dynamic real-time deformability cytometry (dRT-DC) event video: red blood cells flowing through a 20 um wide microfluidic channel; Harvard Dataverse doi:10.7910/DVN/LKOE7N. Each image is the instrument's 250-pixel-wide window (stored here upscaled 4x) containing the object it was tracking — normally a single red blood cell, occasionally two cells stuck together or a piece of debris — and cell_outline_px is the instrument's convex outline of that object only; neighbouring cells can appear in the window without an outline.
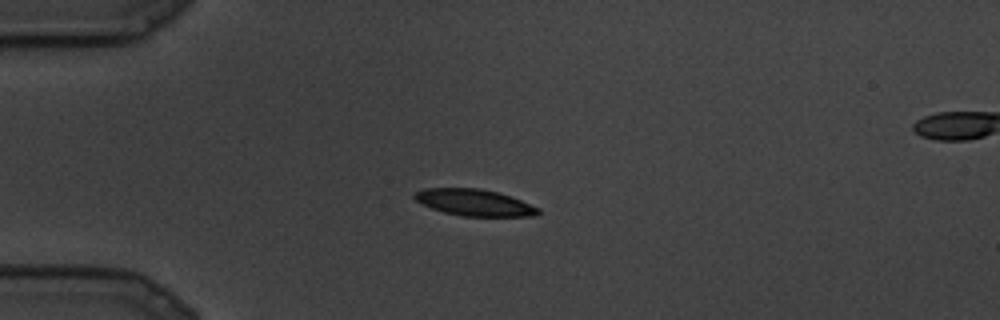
{"species": "common noctule bat (a hibernating species)", "species_latin": "Nyctalus noctula", "temperature_condition": "cold", "stored_images_in_passage": 9, "camera_frame_rate_fps": 3000, "um_per_image_px": 0.085, "animal": {"sex": "male", "body_mass_g": 19.5, "forearm_length_mm": 54.6}, "frame": {"image": 1, "passage_image": 6, "time_ms": 1.667, "image_size_px": [1000, 320], "cell_outline_px": [[540, 212], [536, 216], [460, 216], [444, 212], [420, 204], [412, 196], [416, 192], [424, 188], [480, 188], [496, 192], [520, 200], [540, 208]], "centroid_in_image_um": [40.29, 17.22], "position_along_channel_um": 44.7, "area_um2": 19.07}}
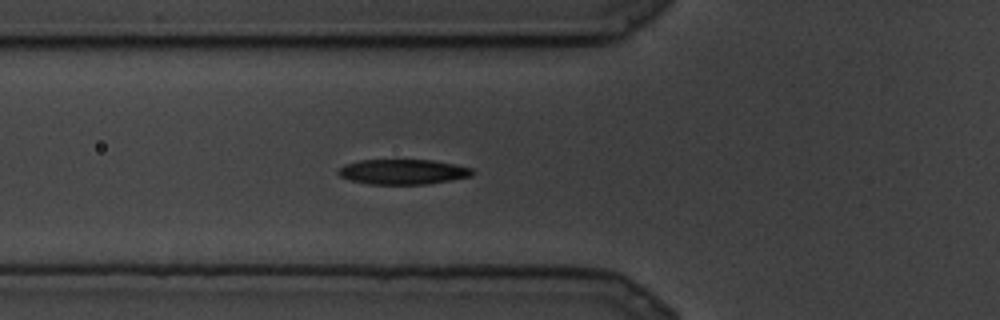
{"frame": {"image": 2, "passage_image": 9, "time_ms": 2.667, "image_size_px": [1000, 320], "cell_outline_px": [[476, 172], [472, 176], [428, 184], [368, 184], [348, 180], [340, 176], [336, 172], [344, 164], [360, 160], [432, 160], [456, 164], [472, 168]], "centroid_in_image_um": [34.25, 14.6], "position_along_channel_um": 91.5, "area_um2": 19.77}}